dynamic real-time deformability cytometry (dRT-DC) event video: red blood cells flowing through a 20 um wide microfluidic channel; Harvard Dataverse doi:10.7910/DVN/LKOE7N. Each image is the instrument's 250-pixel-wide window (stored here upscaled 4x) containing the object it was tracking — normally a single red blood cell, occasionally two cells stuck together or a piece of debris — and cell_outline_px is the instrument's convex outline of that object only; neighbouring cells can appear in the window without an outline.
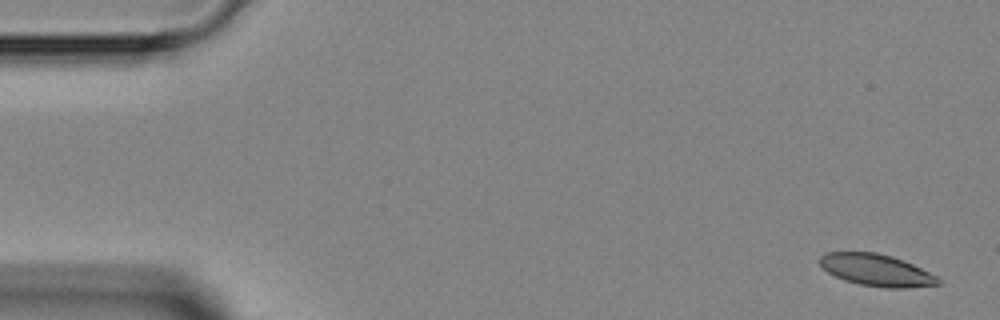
{"species": "Egyptian fruit bat (a non-hibernating species)", "species_latin": "Rousettus aegyptiacus", "temperature_condition": "room temperature", "stored_images_in_passage": 4, "camera_frame_rate_fps": 3000, "um_per_image_px": 0.085, "animal": {"sex": "female"}, "frame": {"image": 1, "passage_image": 1, "time_ms": 0.0, "image_size_px": [1000, 320], "cell_outline_px": [[940, 284], [908, 288], [884, 288], [860, 284], [844, 280], [828, 272], [820, 264], [820, 256], [824, 252], [876, 252], [892, 256], [912, 264], [936, 276], [940, 280]], "centroid_in_image_um": [74.48, 22.96], "position_along_channel_um": 10.5, "area_um2": 21.85}}